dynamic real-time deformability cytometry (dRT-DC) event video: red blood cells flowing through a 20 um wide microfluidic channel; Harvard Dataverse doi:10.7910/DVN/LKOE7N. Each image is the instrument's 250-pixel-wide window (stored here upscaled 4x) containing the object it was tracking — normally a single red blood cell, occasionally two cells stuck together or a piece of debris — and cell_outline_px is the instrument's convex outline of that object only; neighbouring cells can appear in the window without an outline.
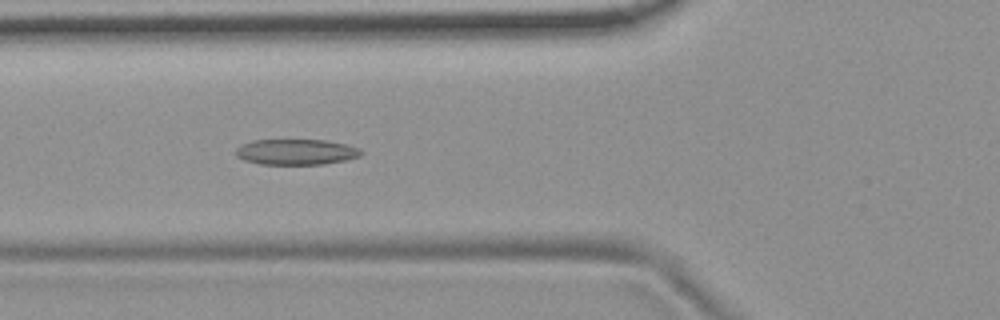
{"species": "common noctule bat (a hibernating species)", "species_latin": "Nyctalus noctula", "temperature_condition": "room temperature", "stored_images_in_passage": 53, "camera_frame_rate_fps": 3000, "um_per_image_px": 0.085, "animal": {"sex": "female", "body_mass_g": 19.9}, "frame": {"image": 1, "passage_image": 19, "time_ms": 6.0, "image_size_px": [1000, 320], "cell_outline_px": [[364, 152], [360, 156], [344, 160], [324, 164], [260, 164], [244, 160], [236, 156], [236, 148], [240, 144], [252, 140], [324, 140], [344, 144], [360, 148]], "centroid_in_image_um": [25.15, 12.91], "position_along_channel_um": 100.7, "area_um2": 18.73}}
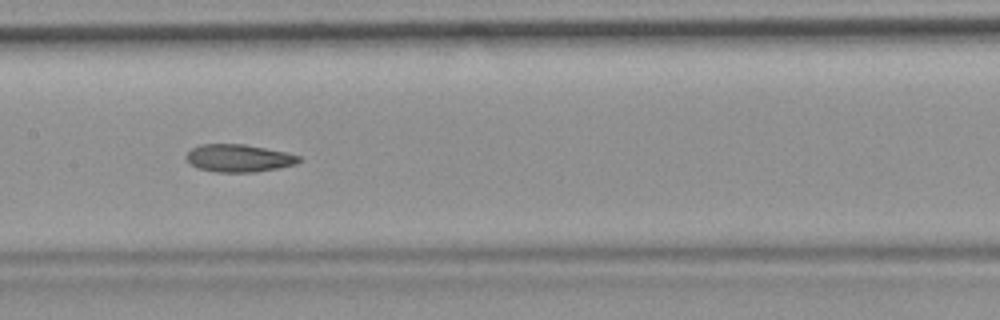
{"frame": {"image": 2, "passage_image": 26, "time_ms": 8.333, "image_size_px": [1000, 320], "cell_outline_px": [[300, 160], [296, 164], [256, 172], [216, 172], [200, 168], [192, 164], [184, 156], [192, 148], [200, 144], [244, 144], [284, 152], [300, 156]], "centroid_in_image_um": [20.28, 13.44], "position_along_channel_um": 187.1, "area_um2": 17.86}}
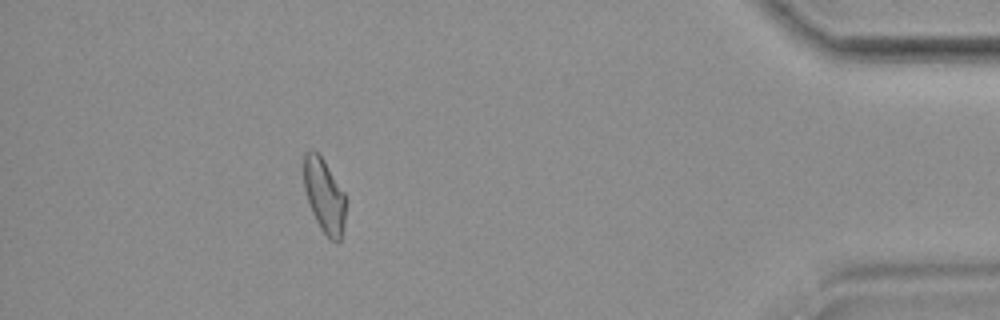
{"frame": {"image": 3, "passage_image": 48, "time_ms": 15.667, "image_size_px": [1000, 320], "cell_outline_px": [[344, 224], [340, 240], [336, 244], [320, 228], [312, 212], [304, 188], [304, 152], [312, 148], [324, 160], [344, 192]], "centroid_in_image_um": [27.54, 16.61], "position_along_channel_um": 407.7, "area_um2": 17.8}, "authors_computed_cell_mechanics": {"area_um2": 18.785, "velocity_mm_per_s": 3.7021, "shape_relaxation_time_tau1_ms": null, "shape_relaxation_time_tau2_ms": 3.2963, "deformation_change_tau1": null, "deformation_change_tau2": 0.1037}}